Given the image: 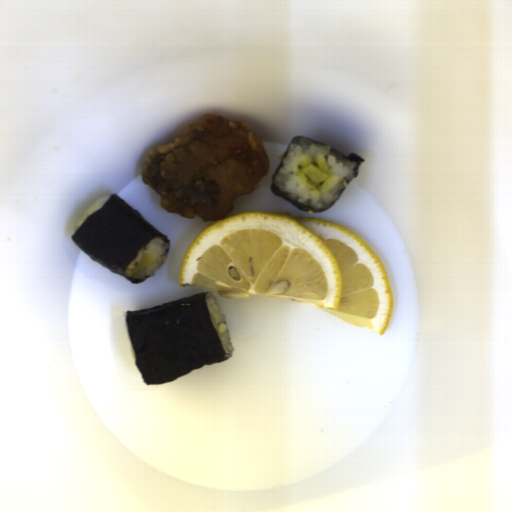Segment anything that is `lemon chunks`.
Returning a JSON list of instances; mask_svg holds the SVG:
<instances>
[{"label":"lemon chunks","mask_w":512,"mask_h":512,"mask_svg":"<svg viewBox=\"0 0 512 512\" xmlns=\"http://www.w3.org/2000/svg\"><path fill=\"white\" fill-rule=\"evenodd\" d=\"M178 279L222 296L301 302L382 336L393 310L385 267L362 237L287 212H239L208 225L185 250Z\"/></svg>","instance_id":"1"}]
</instances>
